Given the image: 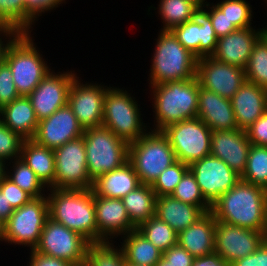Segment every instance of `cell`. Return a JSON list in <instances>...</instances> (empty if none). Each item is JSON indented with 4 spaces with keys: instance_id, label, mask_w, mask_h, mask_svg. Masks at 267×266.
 I'll list each match as a JSON object with an SVG mask.
<instances>
[{
    "instance_id": "cell-1",
    "label": "cell",
    "mask_w": 267,
    "mask_h": 266,
    "mask_svg": "<svg viewBox=\"0 0 267 266\" xmlns=\"http://www.w3.org/2000/svg\"><path fill=\"white\" fill-rule=\"evenodd\" d=\"M216 221L264 232L267 235V190L240 181L212 205Z\"/></svg>"
},
{
    "instance_id": "cell-2",
    "label": "cell",
    "mask_w": 267,
    "mask_h": 266,
    "mask_svg": "<svg viewBox=\"0 0 267 266\" xmlns=\"http://www.w3.org/2000/svg\"><path fill=\"white\" fill-rule=\"evenodd\" d=\"M149 88L154 117L153 127L149 126V130L162 131L168 125L197 117L199 92L197 77Z\"/></svg>"
},
{
    "instance_id": "cell-3",
    "label": "cell",
    "mask_w": 267,
    "mask_h": 266,
    "mask_svg": "<svg viewBox=\"0 0 267 266\" xmlns=\"http://www.w3.org/2000/svg\"><path fill=\"white\" fill-rule=\"evenodd\" d=\"M47 200L49 218L63 224L86 238L97 243L94 193L92 189L48 188Z\"/></svg>"
},
{
    "instance_id": "cell-4",
    "label": "cell",
    "mask_w": 267,
    "mask_h": 266,
    "mask_svg": "<svg viewBox=\"0 0 267 266\" xmlns=\"http://www.w3.org/2000/svg\"><path fill=\"white\" fill-rule=\"evenodd\" d=\"M158 32L148 71V87L196 77L197 57L184 48L171 31Z\"/></svg>"
},
{
    "instance_id": "cell-5",
    "label": "cell",
    "mask_w": 267,
    "mask_h": 266,
    "mask_svg": "<svg viewBox=\"0 0 267 266\" xmlns=\"http://www.w3.org/2000/svg\"><path fill=\"white\" fill-rule=\"evenodd\" d=\"M34 41L31 33H20L5 53L20 96H28L52 70Z\"/></svg>"
},
{
    "instance_id": "cell-6",
    "label": "cell",
    "mask_w": 267,
    "mask_h": 266,
    "mask_svg": "<svg viewBox=\"0 0 267 266\" xmlns=\"http://www.w3.org/2000/svg\"><path fill=\"white\" fill-rule=\"evenodd\" d=\"M124 89L109 85L104 99L102 126L130 144L149 130V123L143 122L138 100Z\"/></svg>"
},
{
    "instance_id": "cell-7",
    "label": "cell",
    "mask_w": 267,
    "mask_h": 266,
    "mask_svg": "<svg viewBox=\"0 0 267 266\" xmlns=\"http://www.w3.org/2000/svg\"><path fill=\"white\" fill-rule=\"evenodd\" d=\"M128 161L141 184L152 185L166 168L177 162L175 152L162 131L148 130L129 144Z\"/></svg>"
},
{
    "instance_id": "cell-8",
    "label": "cell",
    "mask_w": 267,
    "mask_h": 266,
    "mask_svg": "<svg viewBox=\"0 0 267 266\" xmlns=\"http://www.w3.org/2000/svg\"><path fill=\"white\" fill-rule=\"evenodd\" d=\"M89 178L94 182L103 174L128 162L129 144L104 126L87 128L83 134Z\"/></svg>"
},
{
    "instance_id": "cell-9",
    "label": "cell",
    "mask_w": 267,
    "mask_h": 266,
    "mask_svg": "<svg viewBox=\"0 0 267 266\" xmlns=\"http://www.w3.org/2000/svg\"><path fill=\"white\" fill-rule=\"evenodd\" d=\"M49 218L47 196L32 198L2 225V240L7 245H18L34 250L44 225Z\"/></svg>"
},
{
    "instance_id": "cell-10",
    "label": "cell",
    "mask_w": 267,
    "mask_h": 266,
    "mask_svg": "<svg viewBox=\"0 0 267 266\" xmlns=\"http://www.w3.org/2000/svg\"><path fill=\"white\" fill-rule=\"evenodd\" d=\"M162 133L168 138L177 161L190 166L210 155L212 130L198 117L168 125Z\"/></svg>"
},
{
    "instance_id": "cell-11",
    "label": "cell",
    "mask_w": 267,
    "mask_h": 266,
    "mask_svg": "<svg viewBox=\"0 0 267 266\" xmlns=\"http://www.w3.org/2000/svg\"><path fill=\"white\" fill-rule=\"evenodd\" d=\"M54 189H92L83 136L54 149Z\"/></svg>"
},
{
    "instance_id": "cell-12",
    "label": "cell",
    "mask_w": 267,
    "mask_h": 266,
    "mask_svg": "<svg viewBox=\"0 0 267 266\" xmlns=\"http://www.w3.org/2000/svg\"><path fill=\"white\" fill-rule=\"evenodd\" d=\"M90 242L79 233L48 218L34 251L64 259L74 266L86 263Z\"/></svg>"
},
{
    "instance_id": "cell-13",
    "label": "cell",
    "mask_w": 267,
    "mask_h": 266,
    "mask_svg": "<svg viewBox=\"0 0 267 266\" xmlns=\"http://www.w3.org/2000/svg\"><path fill=\"white\" fill-rule=\"evenodd\" d=\"M79 78L77 75L72 81L67 104L84 130L100 127L103 120L104 99L109 87L93 81L92 83L84 81V84L82 78Z\"/></svg>"
},
{
    "instance_id": "cell-14",
    "label": "cell",
    "mask_w": 267,
    "mask_h": 266,
    "mask_svg": "<svg viewBox=\"0 0 267 266\" xmlns=\"http://www.w3.org/2000/svg\"><path fill=\"white\" fill-rule=\"evenodd\" d=\"M266 238L264 232L216 221L214 255L230 265L254 253Z\"/></svg>"
},
{
    "instance_id": "cell-15",
    "label": "cell",
    "mask_w": 267,
    "mask_h": 266,
    "mask_svg": "<svg viewBox=\"0 0 267 266\" xmlns=\"http://www.w3.org/2000/svg\"><path fill=\"white\" fill-rule=\"evenodd\" d=\"M171 32L197 58L211 56L217 46V36L211 23L209 3L197 7L190 20L174 27Z\"/></svg>"
},
{
    "instance_id": "cell-16",
    "label": "cell",
    "mask_w": 267,
    "mask_h": 266,
    "mask_svg": "<svg viewBox=\"0 0 267 266\" xmlns=\"http://www.w3.org/2000/svg\"><path fill=\"white\" fill-rule=\"evenodd\" d=\"M189 170L194 175L204 199L210 205L240 181L239 174L212 155L193 162Z\"/></svg>"
},
{
    "instance_id": "cell-17",
    "label": "cell",
    "mask_w": 267,
    "mask_h": 266,
    "mask_svg": "<svg viewBox=\"0 0 267 266\" xmlns=\"http://www.w3.org/2000/svg\"><path fill=\"white\" fill-rule=\"evenodd\" d=\"M77 73L51 70L41 83L27 96L40 121L67 105L69 88Z\"/></svg>"
},
{
    "instance_id": "cell-18",
    "label": "cell",
    "mask_w": 267,
    "mask_h": 266,
    "mask_svg": "<svg viewBox=\"0 0 267 266\" xmlns=\"http://www.w3.org/2000/svg\"><path fill=\"white\" fill-rule=\"evenodd\" d=\"M196 77L201 87L228 99L246 80L243 68L218 61L212 56L197 58Z\"/></svg>"
},
{
    "instance_id": "cell-19",
    "label": "cell",
    "mask_w": 267,
    "mask_h": 266,
    "mask_svg": "<svg viewBox=\"0 0 267 266\" xmlns=\"http://www.w3.org/2000/svg\"><path fill=\"white\" fill-rule=\"evenodd\" d=\"M83 134V127L67 104L51 116L39 121L33 140L54 150L70 140L83 136Z\"/></svg>"
},
{
    "instance_id": "cell-20",
    "label": "cell",
    "mask_w": 267,
    "mask_h": 266,
    "mask_svg": "<svg viewBox=\"0 0 267 266\" xmlns=\"http://www.w3.org/2000/svg\"><path fill=\"white\" fill-rule=\"evenodd\" d=\"M97 242H114L135 230L121 199L94 195ZM113 239V240H112Z\"/></svg>"
},
{
    "instance_id": "cell-21",
    "label": "cell",
    "mask_w": 267,
    "mask_h": 266,
    "mask_svg": "<svg viewBox=\"0 0 267 266\" xmlns=\"http://www.w3.org/2000/svg\"><path fill=\"white\" fill-rule=\"evenodd\" d=\"M250 146L245 130L212 131L210 155L224 161L241 176L246 168Z\"/></svg>"
},
{
    "instance_id": "cell-22",
    "label": "cell",
    "mask_w": 267,
    "mask_h": 266,
    "mask_svg": "<svg viewBox=\"0 0 267 266\" xmlns=\"http://www.w3.org/2000/svg\"><path fill=\"white\" fill-rule=\"evenodd\" d=\"M257 28L253 25L237 29L218 38L215 52L211 56L218 61L244 69L254 45L260 39V28Z\"/></svg>"
},
{
    "instance_id": "cell-23",
    "label": "cell",
    "mask_w": 267,
    "mask_h": 266,
    "mask_svg": "<svg viewBox=\"0 0 267 266\" xmlns=\"http://www.w3.org/2000/svg\"><path fill=\"white\" fill-rule=\"evenodd\" d=\"M197 117L212 131L238 129L230 99L221 97L200 84Z\"/></svg>"
},
{
    "instance_id": "cell-24",
    "label": "cell",
    "mask_w": 267,
    "mask_h": 266,
    "mask_svg": "<svg viewBox=\"0 0 267 266\" xmlns=\"http://www.w3.org/2000/svg\"><path fill=\"white\" fill-rule=\"evenodd\" d=\"M230 101L238 129L247 130L267 110V90L245 80Z\"/></svg>"
},
{
    "instance_id": "cell-25",
    "label": "cell",
    "mask_w": 267,
    "mask_h": 266,
    "mask_svg": "<svg viewBox=\"0 0 267 266\" xmlns=\"http://www.w3.org/2000/svg\"><path fill=\"white\" fill-rule=\"evenodd\" d=\"M216 219L211 212L205 213L194 224L178 233L177 244L194 258L207 257L215 251Z\"/></svg>"
},
{
    "instance_id": "cell-26",
    "label": "cell",
    "mask_w": 267,
    "mask_h": 266,
    "mask_svg": "<svg viewBox=\"0 0 267 266\" xmlns=\"http://www.w3.org/2000/svg\"><path fill=\"white\" fill-rule=\"evenodd\" d=\"M141 185L133 165L128 161L122 167L98 177L92 186L94 195L122 199Z\"/></svg>"
},
{
    "instance_id": "cell-27",
    "label": "cell",
    "mask_w": 267,
    "mask_h": 266,
    "mask_svg": "<svg viewBox=\"0 0 267 266\" xmlns=\"http://www.w3.org/2000/svg\"><path fill=\"white\" fill-rule=\"evenodd\" d=\"M205 212L198 206L169 196H157L155 216L166 222L177 233L194 224Z\"/></svg>"
},
{
    "instance_id": "cell-28",
    "label": "cell",
    "mask_w": 267,
    "mask_h": 266,
    "mask_svg": "<svg viewBox=\"0 0 267 266\" xmlns=\"http://www.w3.org/2000/svg\"><path fill=\"white\" fill-rule=\"evenodd\" d=\"M4 125L23 139H33L39 120L27 96H19L0 110Z\"/></svg>"
},
{
    "instance_id": "cell-29",
    "label": "cell",
    "mask_w": 267,
    "mask_h": 266,
    "mask_svg": "<svg viewBox=\"0 0 267 266\" xmlns=\"http://www.w3.org/2000/svg\"><path fill=\"white\" fill-rule=\"evenodd\" d=\"M20 159L38 176L42 183L50 188L55 181L54 150L38 144L33 139L24 140Z\"/></svg>"
},
{
    "instance_id": "cell-30",
    "label": "cell",
    "mask_w": 267,
    "mask_h": 266,
    "mask_svg": "<svg viewBox=\"0 0 267 266\" xmlns=\"http://www.w3.org/2000/svg\"><path fill=\"white\" fill-rule=\"evenodd\" d=\"M127 263L141 266H155L162 258L163 252L156 248L137 229L119 238ZM122 240V242H121Z\"/></svg>"
},
{
    "instance_id": "cell-31",
    "label": "cell",
    "mask_w": 267,
    "mask_h": 266,
    "mask_svg": "<svg viewBox=\"0 0 267 266\" xmlns=\"http://www.w3.org/2000/svg\"><path fill=\"white\" fill-rule=\"evenodd\" d=\"M156 198L151 185L141 184L121 199L130 221L136 227L155 216Z\"/></svg>"
},
{
    "instance_id": "cell-32",
    "label": "cell",
    "mask_w": 267,
    "mask_h": 266,
    "mask_svg": "<svg viewBox=\"0 0 267 266\" xmlns=\"http://www.w3.org/2000/svg\"><path fill=\"white\" fill-rule=\"evenodd\" d=\"M158 3L157 8L151 5L148 8V13H151L150 10L158 9V17L161 18L163 24L161 31H171L174 27L187 22L190 20L192 12L197 8L189 0H159Z\"/></svg>"
},
{
    "instance_id": "cell-33",
    "label": "cell",
    "mask_w": 267,
    "mask_h": 266,
    "mask_svg": "<svg viewBox=\"0 0 267 266\" xmlns=\"http://www.w3.org/2000/svg\"><path fill=\"white\" fill-rule=\"evenodd\" d=\"M6 177L18 185L23 191L29 193L33 198L47 195L48 190L46 189L48 188L42 183L35 172L20 158L6 164Z\"/></svg>"
},
{
    "instance_id": "cell-34",
    "label": "cell",
    "mask_w": 267,
    "mask_h": 266,
    "mask_svg": "<svg viewBox=\"0 0 267 266\" xmlns=\"http://www.w3.org/2000/svg\"><path fill=\"white\" fill-rule=\"evenodd\" d=\"M136 229L162 252L177 245L178 233L156 216L142 222Z\"/></svg>"
},
{
    "instance_id": "cell-35",
    "label": "cell",
    "mask_w": 267,
    "mask_h": 266,
    "mask_svg": "<svg viewBox=\"0 0 267 266\" xmlns=\"http://www.w3.org/2000/svg\"><path fill=\"white\" fill-rule=\"evenodd\" d=\"M240 179L267 190V146L251 145Z\"/></svg>"
},
{
    "instance_id": "cell-36",
    "label": "cell",
    "mask_w": 267,
    "mask_h": 266,
    "mask_svg": "<svg viewBox=\"0 0 267 266\" xmlns=\"http://www.w3.org/2000/svg\"><path fill=\"white\" fill-rule=\"evenodd\" d=\"M114 243L113 241L90 243L87 248L86 264L88 266H126L119 243L118 246Z\"/></svg>"
},
{
    "instance_id": "cell-37",
    "label": "cell",
    "mask_w": 267,
    "mask_h": 266,
    "mask_svg": "<svg viewBox=\"0 0 267 266\" xmlns=\"http://www.w3.org/2000/svg\"><path fill=\"white\" fill-rule=\"evenodd\" d=\"M246 80L267 90V45L260 38L244 68Z\"/></svg>"
},
{
    "instance_id": "cell-38",
    "label": "cell",
    "mask_w": 267,
    "mask_h": 266,
    "mask_svg": "<svg viewBox=\"0 0 267 266\" xmlns=\"http://www.w3.org/2000/svg\"><path fill=\"white\" fill-rule=\"evenodd\" d=\"M171 196L184 203L198 206L205 213L211 211V205L204 199L199 185L190 170L184 174Z\"/></svg>"
},
{
    "instance_id": "cell-39",
    "label": "cell",
    "mask_w": 267,
    "mask_h": 266,
    "mask_svg": "<svg viewBox=\"0 0 267 266\" xmlns=\"http://www.w3.org/2000/svg\"><path fill=\"white\" fill-rule=\"evenodd\" d=\"M215 5L225 14L237 29L253 27L252 5L246 0H221Z\"/></svg>"
},
{
    "instance_id": "cell-40",
    "label": "cell",
    "mask_w": 267,
    "mask_h": 266,
    "mask_svg": "<svg viewBox=\"0 0 267 266\" xmlns=\"http://www.w3.org/2000/svg\"><path fill=\"white\" fill-rule=\"evenodd\" d=\"M188 170L189 165L180 161L166 168L151 185L156 196L171 195Z\"/></svg>"
},
{
    "instance_id": "cell-41",
    "label": "cell",
    "mask_w": 267,
    "mask_h": 266,
    "mask_svg": "<svg viewBox=\"0 0 267 266\" xmlns=\"http://www.w3.org/2000/svg\"><path fill=\"white\" fill-rule=\"evenodd\" d=\"M0 25L25 33V0H0Z\"/></svg>"
},
{
    "instance_id": "cell-42",
    "label": "cell",
    "mask_w": 267,
    "mask_h": 266,
    "mask_svg": "<svg viewBox=\"0 0 267 266\" xmlns=\"http://www.w3.org/2000/svg\"><path fill=\"white\" fill-rule=\"evenodd\" d=\"M24 140L19 134L7 128L0 119V160L8 163L20 158Z\"/></svg>"
},
{
    "instance_id": "cell-43",
    "label": "cell",
    "mask_w": 267,
    "mask_h": 266,
    "mask_svg": "<svg viewBox=\"0 0 267 266\" xmlns=\"http://www.w3.org/2000/svg\"><path fill=\"white\" fill-rule=\"evenodd\" d=\"M67 0H25V33H31L39 17L46 12L56 10Z\"/></svg>"
},
{
    "instance_id": "cell-44",
    "label": "cell",
    "mask_w": 267,
    "mask_h": 266,
    "mask_svg": "<svg viewBox=\"0 0 267 266\" xmlns=\"http://www.w3.org/2000/svg\"><path fill=\"white\" fill-rule=\"evenodd\" d=\"M19 96L13 81L11 69L9 65L3 61L0 64V110Z\"/></svg>"
},
{
    "instance_id": "cell-45",
    "label": "cell",
    "mask_w": 267,
    "mask_h": 266,
    "mask_svg": "<svg viewBox=\"0 0 267 266\" xmlns=\"http://www.w3.org/2000/svg\"><path fill=\"white\" fill-rule=\"evenodd\" d=\"M0 191L5 194L7 201L11 204L14 210L20 208L33 198L29 193L23 191L6 176L0 183Z\"/></svg>"
},
{
    "instance_id": "cell-46",
    "label": "cell",
    "mask_w": 267,
    "mask_h": 266,
    "mask_svg": "<svg viewBox=\"0 0 267 266\" xmlns=\"http://www.w3.org/2000/svg\"><path fill=\"white\" fill-rule=\"evenodd\" d=\"M209 14L217 38L237 30L234 24L228 20L225 14L213 2L212 4L209 2Z\"/></svg>"
},
{
    "instance_id": "cell-47",
    "label": "cell",
    "mask_w": 267,
    "mask_h": 266,
    "mask_svg": "<svg viewBox=\"0 0 267 266\" xmlns=\"http://www.w3.org/2000/svg\"><path fill=\"white\" fill-rule=\"evenodd\" d=\"M245 132L251 145L267 146V110Z\"/></svg>"
},
{
    "instance_id": "cell-48",
    "label": "cell",
    "mask_w": 267,
    "mask_h": 266,
    "mask_svg": "<svg viewBox=\"0 0 267 266\" xmlns=\"http://www.w3.org/2000/svg\"><path fill=\"white\" fill-rule=\"evenodd\" d=\"M171 266H192L194 257L178 244L163 252L162 256Z\"/></svg>"
},
{
    "instance_id": "cell-49",
    "label": "cell",
    "mask_w": 267,
    "mask_h": 266,
    "mask_svg": "<svg viewBox=\"0 0 267 266\" xmlns=\"http://www.w3.org/2000/svg\"><path fill=\"white\" fill-rule=\"evenodd\" d=\"M230 266H267V238L254 253L234 261Z\"/></svg>"
},
{
    "instance_id": "cell-50",
    "label": "cell",
    "mask_w": 267,
    "mask_h": 266,
    "mask_svg": "<svg viewBox=\"0 0 267 266\" xmlns=\"http://www.w3.org/2000/svg\"><path fill=\"white\" fill-rule=\"evenodd\" d=\"M29 254L28 266H74L64 259L44 255L34 250H30Z\"/></svg>"
},
{
    "instance_id": "cell-51",
    "label": "cell",
    "mask_w": 267,
    "mask_h": 266,
    "mask_svg": "<svg viewBox=\"0 0 267 266\" xmlns=\"http://www.w3.org/2000/svg\"><path fill=\"white\" fill-rule=\"evenodd\" d=\"M19 34L14 28L0 25V64L4 61L8 46Z\"/></svg>"
},
{
    "instance_id": "cell-52",
    "label": "cell",
    "mask_w": 267,
    "mask_h": 266,
    "mask_svg": "<svg viewBox=\"0 0 267 266\" xmlns=\"http://www.w3.org/2000/svg\"><path fill=\"white\" fill-rule=\"evenodd\" d=\"M192 266H230L222 258L213 255L195 258Z\"/></svg>"
},
{
    "instance_id": "cell-53",
    "label": "cell",
    "mask_w": 267,
    "mask_h": 266,
    "mask_svg": "<svg viewBox=\"0 0 267 266\" xmlns=\"http://www.w3.org/2000/svg\"><path fill=\"white\" fill-rule=\"evenodd\" d=\"M14 212L13 207L7 201L5 194L0 191V225L2 226Z\"/></svg>"
},
{
    "instance_id": "cell-54",
    "label": "cell",
    "mask_w": 267,
    "mask_h": 266,
    "mask_svg": "<svg viewBox=\"0 0 267 266\" xmlns=\"http://www.w3.org/2000/svg\"><path fill=\"white\" fill-rule=\"evenodd\" d=\"M6 176V163L0 160V183L2 179Z\"/></svg>"
},
{
    "instance_id": "cell-55",
    "label": "cell",
    "mask_w": 267,
    "mask_h": 266,
    "mask_svg": "<svg viewBox=\"0 0 267 266\" xmlns=\"http://www.w3.org/2000/svg\"><path fill=\"white\" fill-rule=\"evenodd\" d=\"M267 24V23H266ZM260 38L265 42L267 45V25L263 28H260Z\"/></svg>"
},
{
    "instance_id": "cell-56",
    "label": "cell",
    "mask_w": 267,
    "mask_h": 266,
    "mask_svg": "<svg viewBox=\"0 0 267 266\" xmlns=\"http://www.w3.org/2000/svg\"><path fill=\"white\" fill-rule=\"evenodd\" d=\"M189 1H191L197 7L206 6L209 3V2H207V0H189Z\"/></svg>"
},
{
    "instance_id": "cell-57",
    "label": "cell",
    "mask_w": 267,
    "mask_h": 266,
    "mask_svg": "<svg viewBox=\"0 0 267 266\" xmlns=\"http://www.w3.org/2000/svg\"><path fill=\"white\" fill-rule=\"evenodd\" d=\"M155 266H171L168 261H166L163 257Z\"/></svg>"
},
{
    "instance_id": "cell-58",
    "label": "cell",
    "mask_w": 267,
    "mask_h": 266,
    "mask_svg": "<svg viewBox=\"0 0 267 266\" xmlns=\"http://www.w3.org/2000/svg\"><path fill=\"white\" fill-rule=\"evenodd\" d=\"M3 243V240H2V226L0 225V243Z\"/></svg>"
},
{
    "instance_id": "cell-59",
    "label": "cell",
    "mask_w": 267,
    "mask_h": 266,
    "mask_svg": "<svg viewBox=\"0 0 267 266\" xmlns=\"http://www.w3.org/2000/svg\"><path fill=\"white\" fill-rule=\"evenodd\" d=\"M126 266H141V265H135V264L127 263V262H126Z\"/></svg>"
}]
</instances>
